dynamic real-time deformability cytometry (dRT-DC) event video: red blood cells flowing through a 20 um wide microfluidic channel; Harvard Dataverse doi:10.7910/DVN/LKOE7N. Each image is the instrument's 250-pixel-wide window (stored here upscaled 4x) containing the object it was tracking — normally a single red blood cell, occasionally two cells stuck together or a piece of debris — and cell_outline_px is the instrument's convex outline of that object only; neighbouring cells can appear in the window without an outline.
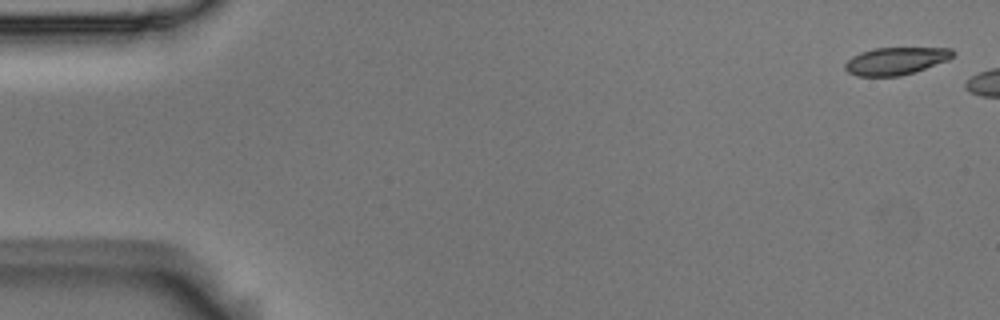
{"species": "Egyptian fruit bat (a non-hibernating species)", "species_latin": "Rousettus aegyptiacus", "temperature_condition": "room temperature", "stored_images_in_passage": 3, "camera_frame_rate_fps": 3000, "um_per_image_px": 0.085, "animal": {"sex": "male"}, "frame": {"image": 1, "passage_image": 1, "time_ms": 0.0, "image_size_px": [1000, 320], "cell_outline_px": [[956, 52], [948, 60], [916, 72], [900, 76], [856, 76], [848, 72], [844, 68], [844, 64], [852, 56], [860, 52], [872, 48], [952, 48]], "centroid_in_image_um": [76.14, 5.18], "position_along_channel_um": 8.9, "area_um2": 17.4}}